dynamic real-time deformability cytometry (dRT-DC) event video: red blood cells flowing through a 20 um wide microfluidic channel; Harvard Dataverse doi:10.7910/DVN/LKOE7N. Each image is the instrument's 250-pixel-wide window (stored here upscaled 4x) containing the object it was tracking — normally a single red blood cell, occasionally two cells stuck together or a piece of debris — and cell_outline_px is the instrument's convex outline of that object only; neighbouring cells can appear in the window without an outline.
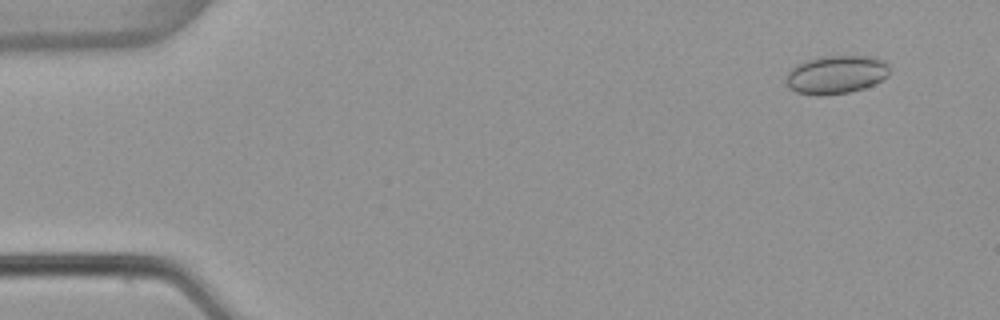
{"species": "common noctule bat (a hibernating species)", "species_latin": "Nyctalus noctula", "temperature_condition": "warm", "stored_images_in_passage": 54, "camera_frame_rate_fps": 3000, "um_per_image_px": 0.085, "animal": {"sex": "female", "body_mass_g": 22.7, "forearm_length_mm": 54.2}, "frame": {"image": 1, "passage_image": 4, "time_ms": 1.0, "image_size_px": [1000, 320], "cell_outline_px": [[888, 76], [864, 88], [848, 92], [824, 96], [816, 96], [796, 92], [788, 88], [784, 80], [784, 76], [796, 64], [820, 56], [876, 56], [884, 60], [888, 64]], "centroid_in_image_um": [71.03, 6.34], "position_along_channel_um": 14.0, "area_um2": 23.41}}
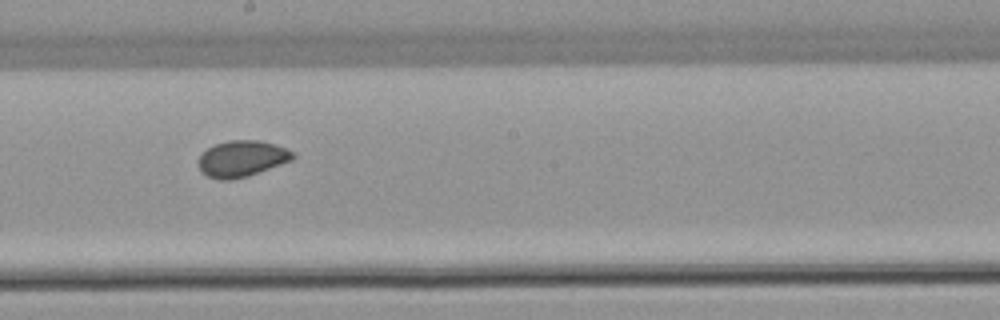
{"frame": {"image": 2, "passage_image": 30, "time_ms": 9.667, "image_size_px": [1000, 320], "cell_outline_px": [[296, 156], [292, 160], [248, 176], [228, 180], [220, 180], [208, 176], [200, 172], [196, 164], [196, 160], [208, 148], [216, 144], [228, 140], [260, 140], [276, 144], [292, 152]], "centroid_in_image_um": [20.52, 13.49], "position_along_channel_um": 227.7, "area_um2": 20.0}}
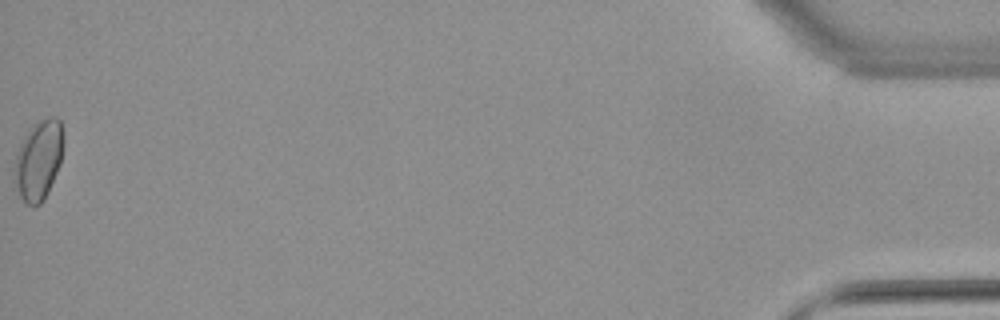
{"frame": {"image": 3, "passage_image": 54, "time_ms": 17.667, "image_size_px": [1000, 320], "cell_outline_px": [[64, 144], [60, 164], [48, 192], [44, 200], [40, 204], [24, 204], [12, 180], [12, 168], [16, 152], [24, 136], [32, 124], [48, 116], [56, 116], [60, 120], [64, 132]], "centroid_in_image_um": [3.26, 13.58], "position_along_channel_um": 431.9, "area_um2": 23.52}, "authors_computed_cell_mechanics": {"area_um2": 20.0277, "velocity_mm_per_s": 3.8204, "shape_relaxation_time_tau1_ms": null, "shape_relaxation_time_tau2_ms": 1.4807, "deformation_change_tau1": null, "deformation_change_tau2": 0.0397}}